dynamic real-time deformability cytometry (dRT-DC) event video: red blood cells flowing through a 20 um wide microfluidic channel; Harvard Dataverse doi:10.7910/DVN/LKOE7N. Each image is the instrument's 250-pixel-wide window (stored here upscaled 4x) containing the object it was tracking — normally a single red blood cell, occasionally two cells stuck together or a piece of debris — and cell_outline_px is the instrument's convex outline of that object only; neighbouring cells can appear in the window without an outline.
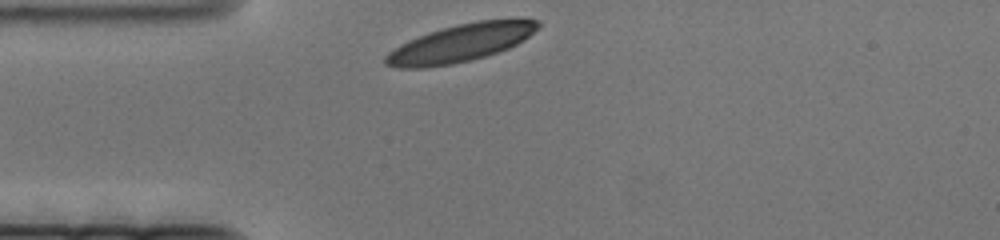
{"species": "human", "species_latin": "Homo sapiens", "temperature_condition": "cold", "stored_images_in_passage": 45, "camera_frame_rate_fps": 3000, "um_per_image_px": 0.085, "donor": {"sex": "female"}, "frame": {"image": 1, "passage_image": 1, "time_ms": 0.0, "image_size_px": [1000, 240], "cell_outline_px": [[540, 24], [524, 40], [508, 48], [484, 56], [452, 64], [424, 68], [396, 68], [384, 64], [384, 56], [388, 52], [408, 40], [428, 32], [456, 24], [480, 20], [540, 20]], "centroid_in_image_um": [39.06, 3.67], "position_along_channel_um": 45.9, "area_um2": 32.95}}
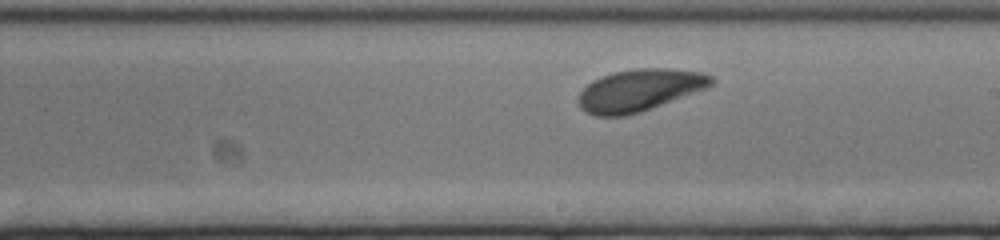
{"frame": {"image": 2, "passage_image": 26, "time_ms": 8.333, "image_size_px": [1000, 240], "cell_outline_px": [[716, 80], [708, 88], [640, 112], [624, 116], [596, 116], [584, 112], [580, 108], [576, 100], [580, 92], [592, 80], [612, 72], [636, 68], [668, 68], [704, 72], [712, 76]], "centroid_in_image_um": [54.35, 7.66], "position_along_channel_um": 234.6, "area_um2": 32.89}}
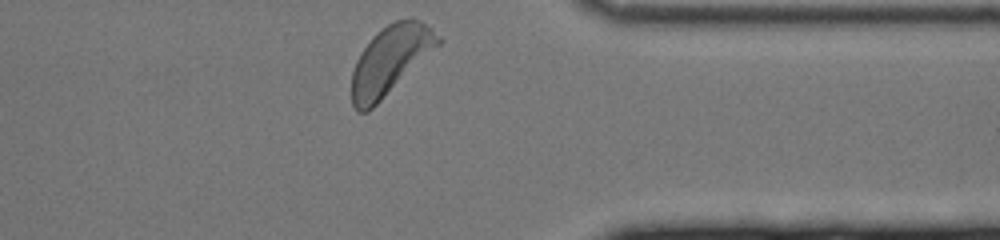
{"frame": {"image": 3, "passage_image": 45, "time_ms": 14.667, "image_size_px": [1000, 240], "cell_outline_px": [[444, 40], [440, 44], [368, 112], [356, 112], [352, 104], [352, 72], [356, 60], [360, 52], [372, 36], [376, 32], [388, 24], [396, 20], [408, 16], [412, 16], [420, 20], [432, 28]], "centroid_in_image_um": [33.17, 5.07], "position_along_channel_um": 378.2, "area_um2": 34.51}}